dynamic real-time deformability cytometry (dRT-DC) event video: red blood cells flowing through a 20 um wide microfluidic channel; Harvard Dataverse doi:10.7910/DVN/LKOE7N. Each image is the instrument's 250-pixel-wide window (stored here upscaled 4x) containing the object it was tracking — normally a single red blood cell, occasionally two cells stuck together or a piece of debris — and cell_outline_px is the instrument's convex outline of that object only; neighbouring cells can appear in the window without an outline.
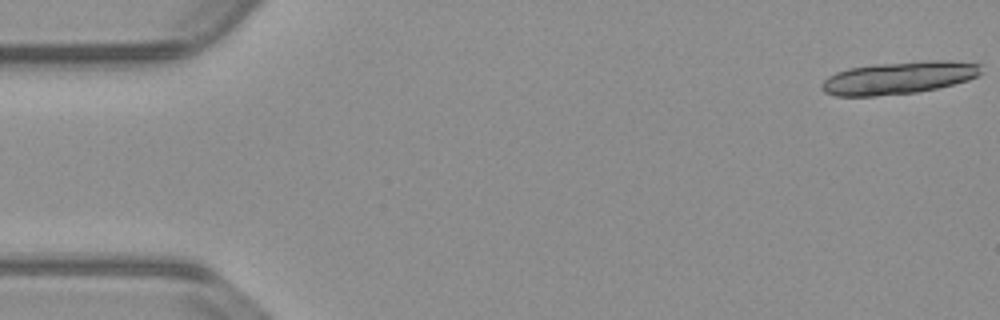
{"species": "common noctule bat (a hibernating species)", "species_latin": "Nyctalus noctula", "temperature_condition": "warm", "stored_images_in_passage": 18, "camera_frame_rate_fps": 3000, "um_per_image_px": 0.085, "animal": {"sex": "male", "body_mass_g": 23.1, "forearm_length_mm": 52.7}, "frame": {"image": 1, "passage_image": 1, "time_ms": 0.0, "image_size_px": [1000, 320], "cell_outline_px": [[980, 76], [968, 80], [936, 88], [916, 92], [876, 96], [836, 96], [824, 92], [820, 88], [820, 84], [828, 76], [836, 72], [848, 68], [876, 64], [924, 60], [952, 60], [980, 64]], "centroid_in_image_um": [76.37, 6.6], "position_along_channel_um": 8.6, "area_um2": 30.35}}